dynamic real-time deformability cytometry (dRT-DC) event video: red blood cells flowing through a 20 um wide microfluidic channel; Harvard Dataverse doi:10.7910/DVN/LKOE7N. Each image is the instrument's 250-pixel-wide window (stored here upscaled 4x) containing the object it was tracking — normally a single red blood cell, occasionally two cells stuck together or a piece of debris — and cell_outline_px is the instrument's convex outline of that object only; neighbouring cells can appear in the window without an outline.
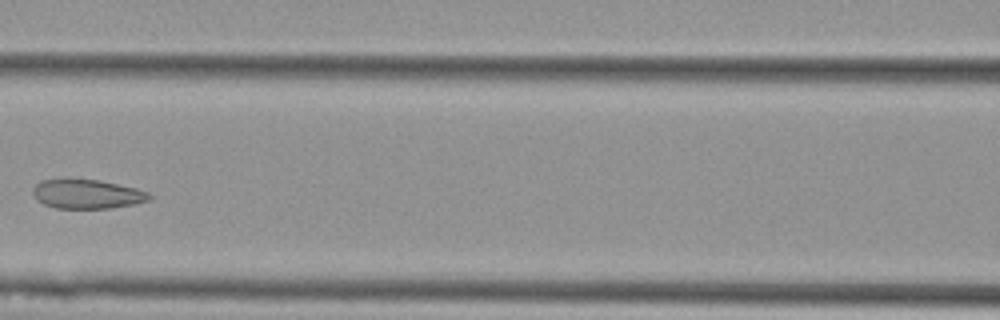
{"species": "Egyptian fruit bat (a non-hibernating species)", "species_latin": "Rousettus aegyptiacus", "temperature_condition": "cold", "stored_images_in_passage": 7, "camera_frame_rate_fps": 3000, "um_per_image_px": 0.085, "animal": {"sex": "female"}, "frame": {"image": 1, "passage_image": 7, "time_ms": 2.0, "image_size_px": [1000, 320], "cell_outline_px": [[152, 196], [148, 200], [136, 204], [112, 208], [56, 208], [44, 204], [36, 200], [32, 192], [32, 188], [36, 184], [44, 180], [100, 180], [136, 188], [148, 192]], "centroid_in_image_um": [7.41, 16.51], "position_along_channel_um": 159.2, "area_um2": 19.65}}